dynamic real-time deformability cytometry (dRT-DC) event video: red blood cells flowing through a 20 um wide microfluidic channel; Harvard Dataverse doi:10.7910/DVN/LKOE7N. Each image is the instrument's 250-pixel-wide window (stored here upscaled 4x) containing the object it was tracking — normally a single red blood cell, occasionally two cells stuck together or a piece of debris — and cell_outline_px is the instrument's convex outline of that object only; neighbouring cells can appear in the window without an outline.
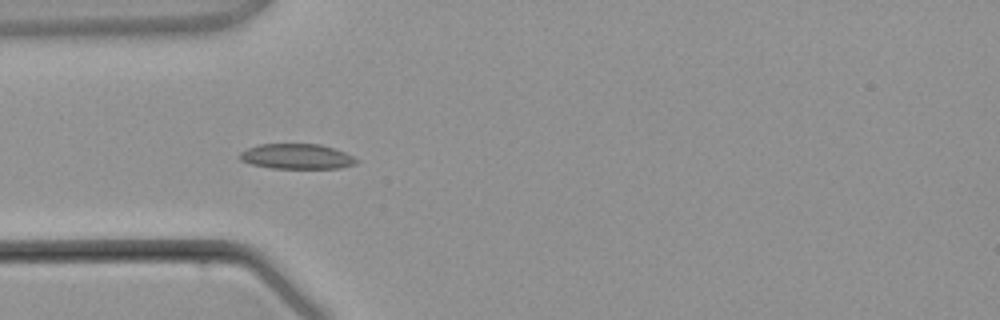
{"species": "common noctule bat (a hibernating species)", "species_latin": "Nyctalus noctula", "temperature_condition": "warm", "stored_images_in_passage": 3, "camera_frame_rate_fps": 3000, "um_per_image_px": 0.085, "animal": {"sex": "male", "body_mass_g": 21.5, "forearm_length_mm": 52.0}, "frame": {"image": 1, "passage_image": 2, "time_ms": 2.0, "image_size_px": [1000, 320], "cell_outline_px": [[360, 160], [356, 164], [340, 168], [272, 168], [252, 164], [240, 160], [236, 156], [240, 152], [248, 148], [260, 144], [320, 144], [344, 152]], "centroid_in_image_um": [25.21, 13.3], "position_along_channel_um": 59.8, "area_um2": 17.11}}
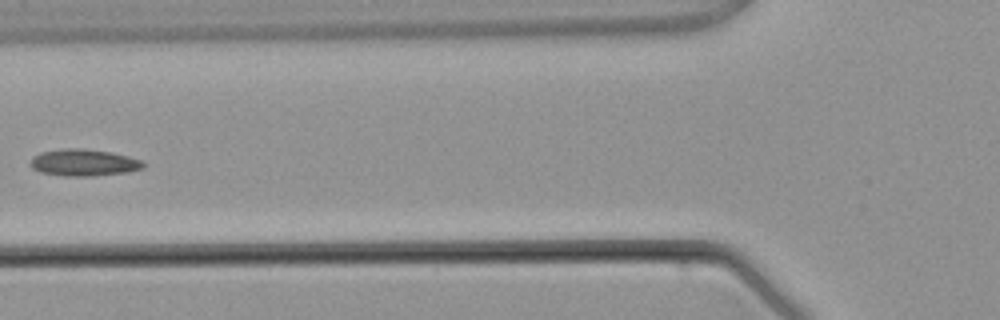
{"frame": {"image": 2, "passage_image": 3, "time_ms": 3.333, "image_size_px": [1000, 320], "cell_outline_px": [[148, 164], [144, 168], [128, 172], [92, 176], [64, 176], [40, 172], [32, 168], [28, 164], [32, 156], [40, 152], [64, 148], [84, 148], [112, 152], [144, 160]], "centroid_in_image_um": [7.14, 13.81], "position_along_channel_um": 118.7, "area_um2": 18.09}}